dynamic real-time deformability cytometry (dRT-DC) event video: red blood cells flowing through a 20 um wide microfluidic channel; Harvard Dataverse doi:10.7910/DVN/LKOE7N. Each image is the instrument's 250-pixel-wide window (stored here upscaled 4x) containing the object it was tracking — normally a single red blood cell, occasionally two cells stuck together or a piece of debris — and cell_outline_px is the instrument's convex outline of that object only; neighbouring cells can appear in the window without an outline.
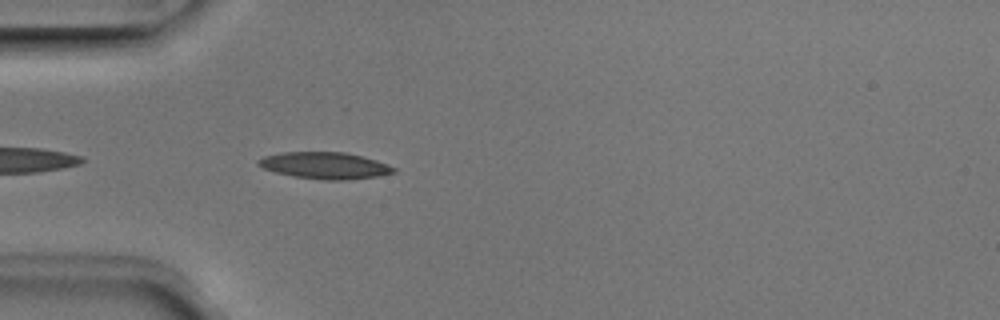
{"species": "Egyptian fruit bat (a non-hibernating species)", "species_latin": "Rousettus aegyptiacus", "temperature_condition": "room temperature", "stored_images_in_passage": 4, "camera_frame_rate_fps": 3000, "um_per_image_px": 0.085, "animal": {"sex": "male"}, "frame": {"image": 1, "passage_image": 4, "time_ms": 1.0, "image_size_px": [1000, 320], "cell_outline_px": [[396, 172], [376, 176], [344, 180], [324, 180], [296, 176], [276, 172], [264, 168], [256, 164], [256, 160], [264, 156], [280, 152], [344, 152], [376, 160], [388, 164], [396, 168]], "centroid_in_image_um": [27.6, 14.06], "position_along_channel_um": 57.4, "area_um2": 20.87}}